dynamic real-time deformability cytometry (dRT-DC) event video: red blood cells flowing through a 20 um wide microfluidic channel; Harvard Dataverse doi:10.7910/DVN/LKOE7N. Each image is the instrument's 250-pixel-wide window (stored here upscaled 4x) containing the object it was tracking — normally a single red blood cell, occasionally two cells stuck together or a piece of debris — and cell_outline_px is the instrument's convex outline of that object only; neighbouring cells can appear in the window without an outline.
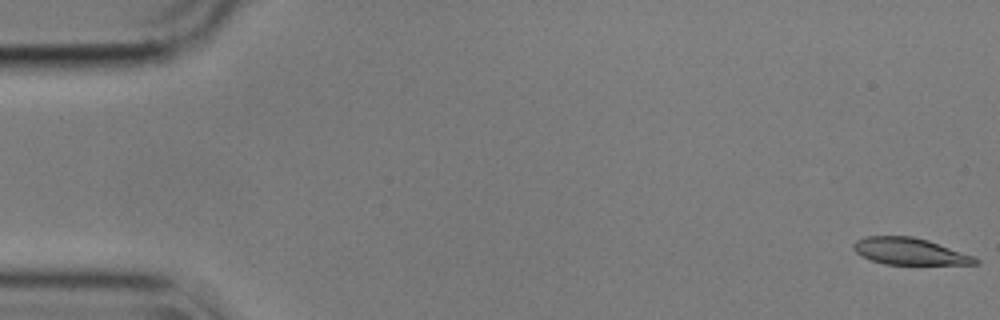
{"species": "common noctule bat (a hibernating species)", "species_latin": "Nyctalus noctula", "temperature_condition": "cold", "stored_images_in_passage": 56, "camera_frame_rate_fps": 3000, "um_per_image_px": 0.085, "animal": {"sex": "male", "body_mass_g": 17.9}, "frame": {"image": 1, "passage_image": 1, "time_ms": 0.0, "image_size_px": [1000, 320], "cell_outline_px": [[980, 264], [884, 264], [860, 256], [852, 248], [852, 244], [856, 240], [864, 236], [912, 236], [928, 240], [976, 256], [980, 260]], "centroid_in_image_um": [77.33, 21.36], "position_along_channel_um": 7.7, "area_um2": 19.19}}
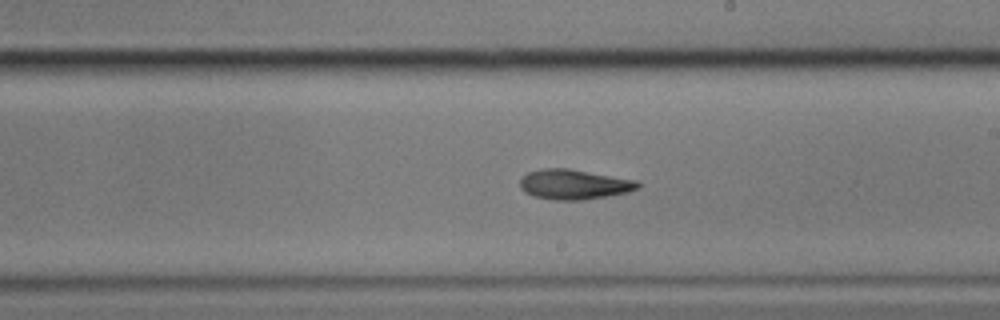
{"frame": {"image": 2, "passage_image": 32, "time_ms": 10.333, "image_size_px": [1000, 320], "cell_outline_px": [[640, 188], [628, 192], [580, 200], [552, 200], [532, 196], [524, 192], [520, 188], [520, 180], [528, 172], [544, 168], [568, 168], [640, 180]], "centroid_in_image_um": [48.81, 15.67], "position_along_channel_um": 240.2, "area_um2": 20.75}}
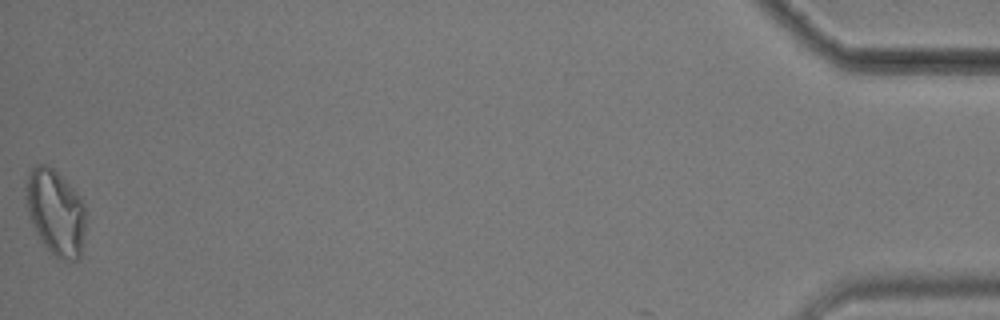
{"frame": {"image": 3, "passage_image": 56, "time_ms": 18.333, "image_size_px": [1000, 320], "cell_outline_px": [[84, 232], [80, 256], [76, 260], [60, 260], [44, 244], [32, 224], [28, 216], [24, 196], [24, 184], [28, 172], [36, 164], [44, 164], [52, 168], [80, 196], [84, 204]], "centroid_in_image_um": [4.68, 18.01], "position_along_channel_um": 430.5, "area_um2": 29.77}, "authors_computed_cell_mechanics": {"area_um2": 20.808, "velocity_mm_per_s": 3.5629, "shape_relaxation_time_tau1_ms": 6.4128, "shape_relaxation_time_tau2_ms": 6.2425, "deformation_change_tau1": 0.1526, "deformation_change_tau2": 0.1427}}